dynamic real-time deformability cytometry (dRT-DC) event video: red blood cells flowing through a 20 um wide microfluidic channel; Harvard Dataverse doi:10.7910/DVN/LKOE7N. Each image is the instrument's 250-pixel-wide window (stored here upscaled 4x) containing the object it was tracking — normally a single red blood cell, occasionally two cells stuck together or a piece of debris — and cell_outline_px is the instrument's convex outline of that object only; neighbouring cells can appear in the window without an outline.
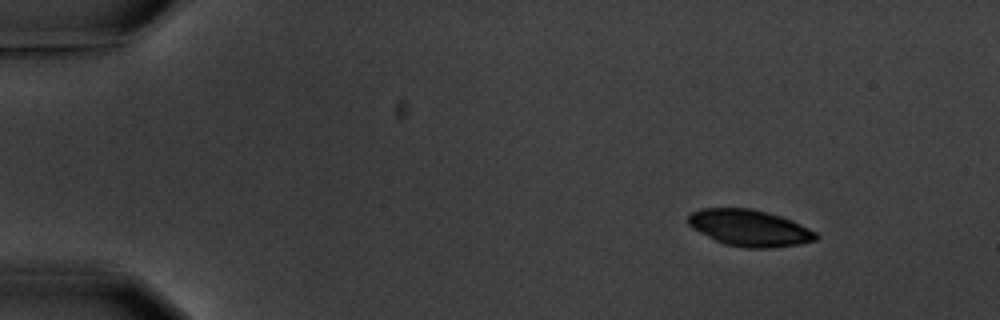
{"species": "common noctule bat (a hibernating species)", "species_latin": "Nyctalus noctula", "temperature_condition": "warm", "stored_images_in_passage": 5, "camera_frame_rate_fps": 3000, "um_per_image_px": 0.085, "animal": {"sex": "male", "body_mass_g": 20.1, "forearm_length_mm": 53.5}, "frame": {"image": 1, "passage_image": 2, "time_ms": 1.333, "image_size_px": [1000, 320], "cell_outline_px": [[820, 236], [816, 240], [800, 244], [772, 248], [748, 248], [724, 244], [692, 228], [688, 224], [688, 216], [692, 212], [700, 208], [748, 208], [768, 212], [792, 220], [816, 232]], "centroid_in_image_um": [63.72, 19.38], "position_along_channel_um": 21.3, "area_um2": 27.17}}
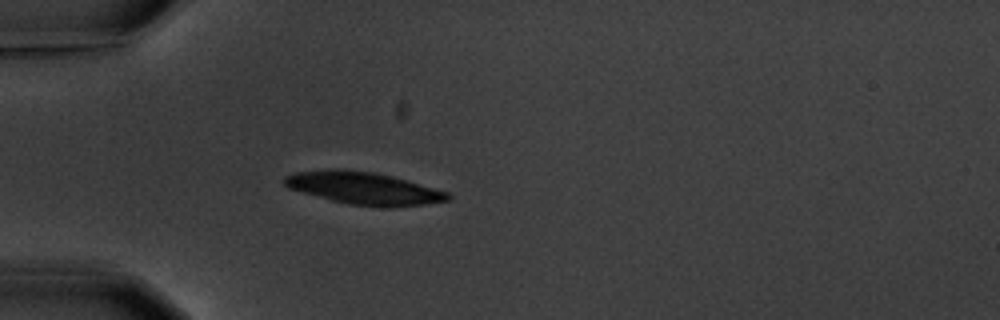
{"frame": {"image": 2, "passage_image": 5, "time_ms": 4.667, "image_size_px": [1000, 320], "cell_outline_px": [[452, 196], [448, 200], [424, 204], [348, 204], [332, 200], [288, 188], [284, 184], [284, 176], [296, 172], [332, 168], [344, 168], [372, 172], [392, 176], [448, 192]], "centroid_in_image_um": [30.83, 15.94], "position_along_channel_um": 54.2, "area_um2": 29.71}}